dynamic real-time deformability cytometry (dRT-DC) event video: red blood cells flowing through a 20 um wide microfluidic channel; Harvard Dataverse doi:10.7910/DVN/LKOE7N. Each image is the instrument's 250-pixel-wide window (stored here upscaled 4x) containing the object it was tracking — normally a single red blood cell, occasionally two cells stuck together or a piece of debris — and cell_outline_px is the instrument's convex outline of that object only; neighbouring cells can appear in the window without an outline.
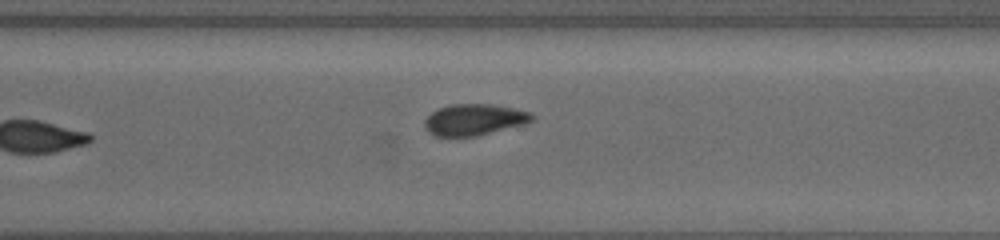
{"species": "common noctule bat (a hibernating species)", "species_latin": "Nyctalus noctula", "temperature_condition": "cold", "stored_images_in_passage": 40, "camera_frame_rate_fps": 3000, "um_per_image_px": 0.085, "animal": {"sex": "female", "body_mass_g": 19.5, "forearm_length_mm": 54.1}, "frame": {"image": 1, "passage_image": 40, "time_ms": 14.333, "image_size_px": [1000, 240], "cell_outline_px": [[532, 120], [524, 124], [476, 136], [436, 136], [428, 132], [424, 128], [424, 120], [432, 112], [440, 108], [452, 104], [488, 104], [512, 108], [528, 112], [532, 116]], "centroid_in_image_um": [40.25, 10.18], "position_along_channel_um": 330.4, "area_um2": 19.25}}